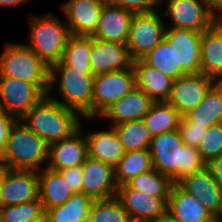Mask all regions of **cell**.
Returning <instances> with one entry per match:
<instances>
[{"label":"cell","mask_w":222,"mask_h":222,"mask_svg":"<svg viewBox=\"0 0 222 222\" xmlns=\"http://www.w3.org/2000/svg\"><path fill=\"white\" fill-rule=\"evenodd\" d=\"M201 36L202 32L166 27L164 39L174 50L175 79L200 73Z\"/></svg>","instance_id":"9"},{"label":"cell","mask_w":222,"mask_h":222,"mask_svg":"<svg viewBox=\"0 0 222 222\" xmlns=\"http://www.w3.org/2000/svg\"><path fill=\"white\" fill-rule=\"evenodd\" d=\"M165 17H170L178 29L203 32L216 22L210 12L209 0H166Z\"/></svg>","instance_id":"11"},{"label":"cell","mask_w":222,"mask_h":222,"mask_svg":"<svg viewBox=\"0 0 222 222\" xmlns=\"http://www.w3.org/2000/svg\"><path fill=\"white\" fill-rule=\"evenodd\" d=\"M38 198L37 171L8 168L0 186V207L18 205Z\"/></svg>","instance_id":"13"},{"label":"cell","mask_w":222,"mask_h":222,"mask_svg":"<svg viewBox=\"0 0 222 222\" xmlns=\"http://www.w3.org/2000/svg\"><path fill=\"white\" fill-rule=\"evenodd\" d=\"M150 222H179L168 210Z\"/></svg>","instance_id":"44"},{"label":"cell","mask_w":222,"mask_h":222,"mask_svg":"<svg viewBox=\"0 0 222 222\" xmlns=\"http://www.w3.org/2000/svg\"><path fill=\"white\" fill-rule=\"evenodd\" d=\"M155 101L144 91L135 87L118 101L113 103L100 116L110 119V126L124 122L142 120Z\"/></svg>","instance_id":"21"},{"label":"cell","mask_w":222,"mask_h":222,"mask_svg":"<svg viewBox=\"0 0 222 222\" xmlns=\"http://www.w3.org/2000/svg\"><path fill=\"white\" fill-rule=\"evenodd\" d=\"M29 20L30 42L27 45L46 65L51 67L62 59L69 27L49 12L44 16L31 15Z\"/></svg>","instance_id":"5"},{"label":"cell","mask_w":222,"mask_h":222,"mask_svg":"<svg viewBox=\"0 0 222 222\" xmlns=\"http://www.w3.org/2000/svg\"><path fill=\"white\" fill-rule=\"evenodd\" d=\"M191 123L208 128L222 123V82H215L204 100L184 115Z\"/></svg>","instance_id":"27"},{"label":"cell","mask_w":222,"mask_h":222,"mask_svg":"<svg viewBox=\"0 0 222 222\" xmlns=\"http://www.w3.org/2000/svg\"><path fill=\"white\" fill-rule=\"evenodd\" d=\"M89 64L93 75L133 68V58L126 44L91 37Z\"/></svg>","instance_id":"14"},{"label":"cell","mask_w":222,"mask_h":222,"mask_svg":"<svg viewBox=\"0 0 222 222\" xmlns=\"http://www.w3.org/2000/svg\"><path fill=\"white\" fill-rule=\"evenodd\" d=\"M23 2L25 3L27 0H0V6H17Z\"/></svg>","instance_id":"45"},{"label":"cell","mask_w":222,"mask_h":222,"mask_svg":"<svg viewBox=\"0 0 222 222\" xmlns=\"http://www.w3.org/2000/svg\"><path fill=\"white\" fill-rule=\"evenodd\" d=\"M153 169L149 150L125 152L114 168V179L117 186L127 183L133 177Z\"/></svg>","instance_id":"30"},{"label":"cell","mask_w":222,"mask_h":222,"mask_svg":"<svg viewBox=\"0 0 222 222\" xmlns=\"http://www.w3.org/2000/svg\"><path fill=\"white\" fill-rule=\"evenodd\" d=\"M125 152L149 150L152 136L143 120H134L112 126Z\"/></svg>","instance_id":"31"},{"label":"cell","mask_w":222,"mask_h":222,"mask_svg":"<svg viewBox=\"0 0 222 222\" xmlns=\"http://www.w3.org/2000/svg\"><path fill=\"white\" fill-rule=\"evenodd\" d=\"M82 121L79 129L70 137L48 146V164L46 167L58 171L82 165L87 157V143L82 134Z\"/></svg>","instance_id":"19"},{"label":"cell","mask_w":222,"mask_h":222,"mask_svg":"<svg viewBox=\"0 0 222 222\" xmlns=\"http://www.w3.org/2000/svg\"><path fill=\"white\" fill-rule=\"evenodd\" d=\"M79 116L46 95L20 120L49 146L76 132L81 123Z\"/></svg>","instance_id":"2"},{"label":"cell","mask_w":222,"mask_h":222,"mask_svg":"<svg viewBox=\"0 0 222 222\" xmlns=\"http://www.w3.org/2000/svg\"><path fill=\"white\" fill-rule=\"evenodd\" d=\"M149 152L153 168L173 183L206 167L197 148L185 145L178 130L152 136Z\"/></svg>","instance_id":"1"},{"label":"cell","mask_w":222,"mask_h":222,"mask_svg":"<svg viewBox=\"0 0 222 222\" xmlns=\"http://www.w3.org/2000/svg\"><path fill=\"white\" fill-rule=\"evenodd\" d=\"M136 87L144 91L155 102H167L174 79L147 65L142 59L133 62Z\"/></svg>","instance_id":"24"},{"label":"cell","mask_w":222,"mask_h":222,"mask_svg":"<svg viewBox=\"0 0 222 222\" xmlns=\"http://www.w3.org/2000/svg\"><path fill=\"white\" fill-rule=\"evenodd\" d=\"M130 222H146V221H136V220H131Z\"/></svg>","instance_id":"47"},{"label":"cell","mask_w":222,"mask_h":222,"mask_svg":"<svg viewBox=\"0 0 222 222\" xmlns=\"http://www.w3.org/2000/svg\"><path fill=\"white\" fill-rule=\"evenodd\" d=\"M0 222H45V211L38 199L0 207Z\"/></svg>","instance_id":"34"},{"label":"cell","mask_w":222,"mask_h":222,"mask_svg":"<svg viewBox=\"0 0 222 222\" xmlns=\"http://www.w3.org/2000/svg\"><path fill=\"white\" fill-rule=\"evenodd\" d=\"M15 120L14 117L0 109V157L4 152L10 127Z\"/></svg>","instance_id":"41"},{"label":"cell","mask_w":222,"mask_h":222,"mask_svg":"<svg viewBox=\"0 0 222 222\" xmlns=\"http://www.w3.org/2000/svg\"><path fill=\"white\" fill-rule=\"evenodd\" d=\"M206 167L222 188V154L206 163Z\"/></svg>","instance_id":"42"},{"label":"cell","mask_w":222,"mask_h":222,"mask_svg":"<svg viewBox=\"0 0 222 222\" xmlns=\"http://www.w3.org/2000/svg\"><path fill=\"white\" fill-rule=\"evenodd\" d=\"M200 73L222 82V23L202 32Z\"/></svg>","instance_id":"23"},{"label":"cell","mask_w":222,"mask_h":222,"mask_svg":"<svg viewBox=\"0 0 222 222\" xmlns=\"http://www.w3.org/2000/svg\"><path fill=\"white\" fill-rule=\"evenodd\" d=\"M216 81L211 77L197 74H186L173 81L168 103L182 116L197 107Z\"/></svg>","instance_id":"12"},{"label":"cell","mask_w":222,"mask_h":222,"mask_svg":"<svg viewBox=\"0 0 222 222\" xmlns=\"http://www.w3.org/2000/svg\"><path fill=\"white\" fill-rule=\"evenodd\" d=\"M155 11L132 16L126 47L134 61L142 59L164 38L165 24L162 15Z\"/></svg>","instance_id":"8"},{"label":"cell","mask_w":222,"mask_h":222,"mask_svg":"<svg viewBox=\"0 0 222 222\" xmlns=\"http://www.w3.org/2000/svg\"><path fill=\"white\" fill-rule=\"evenodd\" d=\"M131 219L116 197L94 200L89 222H130Z\"/></svg>","instance_id":"35"},{"label":"cell","mask_w":222,"mask_h":222,"mask_svg":"<svg viewBox=\"0 0 222 222\" xmlns=\"http://www.w3.org/2000/svg\"><path fill=\"white\" fill-rule=\"evenodd\" d=\"M136 87L134 69L94 75L93 119Z\"/></svg>","instance_id":"10"},{"label":"cell","mask_w":222,"mask_h":222,"mask_svg":"<svg viewBox=\"0 0 222 222\" xmlns=\"http://www.w3.org/2000/svg\"><path fill=\"white\" fill-rule=\"evenodd\" d=\"M0 77L50 84V67L27 45L9 43L0 55Z\"/></svg>","instance_id":"6"},{"label":"cell","mask_w":222,"mask_h":222,"mask_svg":"<svg viewBox=\"0 0 222 222\" xmlns=\"http://www.w3.org/2000/svg\"><path fill=\"white\" fill-rule=\"evenodd\" d=\"M94 199L84 193H74L64 204L45 211V222L89 221Z\"/></svg>","instance_id":"28"},{"label":"cell","mask_w":222,"mask_h":222,"mask_svg":"<svg viewBox=\"0 0 222 222\" xmlns=\"http://www.w3.org/2000/svg\"><path fill=\"white\" fill-rule=\"evenodd\" d=\"M115 197L131 220L150 222L167 211L168 198L154 197L137 191L127 183L118 186Z\"/></svg>","instance_id":"15"},{"label":"cell","mask_w":222,"mask_h":222,"mask_svg":"<svg viewBox=\"0 0 222 222\" xmlns=\"http://www.w3.org/2000/svg\"><path fill=\"white\" fill-rule=\"evenodd\" d=\"M39 171H37L38 193L44 211L64 204L74 194L58 171L46 166Z\"/></svg>","instance_id":"26"},{"label":"cell","mask_w":222,"mask_h":222,"mask_svg":"<svg viewBox=\"0 0 222 222\" xmlns=\"http://www.w3.org/2000/svg\"><path fill=\"white\" fill-rule=\"evenodd\" d=\"M178 131L185 145L197 148L205 136L207 128L191 123L185 116H182Z\"/></svg>","instance_id":"38"},{"label":"cell","mask_w":222,"mask_h":222,"mask_svg":"<svg viewBox=\"0 0 222 222\" xmlns=\"http://www.w3.org/2000/svg\"><path fill=\"white\" fill-rule=\"evenodd\" d=\"M177 184L194 195L218 221L222 219V188L207 167L184 176Z\"/></svg>","instance_id":"16"},{"label":"cell","mask_w":222,"mask_h":222,"mask_svg":"<svg viewBox=\"0 0 222 222\" xmlns=\"http://www.w3.org/2000/svg\"><path fill=\"white\" fill-rule=\"evenodd\" d=\"M73 193H82V165L58 170Z\"/></svg>","instance_id":"40"},{"label":"cell","mask_w":222,"mask_h":222,"mask_svg":"<svg viewBox=\"0 0 222 222\" xmlns=\"http://www.w3.org/2000/svg\"><path fill=\"white\" fill-rule=\"evenodd\" d=\"M7 170L8 168L3 163L0 162V186Z\"/></svg>","instance_id":"46"},{"label":"cell","mask_w":222,"mask_h":222,"mask_svg":"<svg viewBox=\"0 0 222 222\" xmlns=\"http://www.w3.org/2000/svg\"><path fill=\"white\" fill-rule=\"evenodd\" d=\"M197 150L205 163L222 154V123L207 128V132Z\"/></svg>","instance_id":"37"},{"label":"cell","mask_w":222,"mask_h":222,"mask_svg":"<svg viewBox=\"0 0 222 222\" xmlns=\"http://www.w3.org/2000/svg\"><path fill=\"white\" fill-rule=\"evenodd\" d=\"M110 130L90 132L85 135L87 156L102 161L113 169L125 154L123 145L112 126Z\"/></svg>","instance_id":"25"},{"label":"cell","mask_w":222,"mask_h":222,"mask_svg":"<svg viewBox=\"0 0 222 222\" xmlns=\"http://www.w3.org/2000/svg\"><path fill=\"white\" fill-rule=\"evenodd\" d=\"M210 12L216 23H222V0H209Z\"/></svg>","instance_id":"43"},{"label":"cell","mask_w":222,"mask_h":222,"mask_svg":"<svg viewBox=\"0 0 222 222\" xmlns=\"http://www.w3.org/2000/svg\"><path fill=\"white\" fill-rule=\"evenodd\" d=\"M182 115L168 102H155L143 121L151 136L178 130Z\"/></svg>","instance_id":"29"},{"label":"cell","mask_w":222,"mask_h":222,"mask_svg":"<svg viewBox=\"0 0 222 222\" xmlns=\"http://www.w3.org/2000/svg\"><path fill=\"white\" fill-rule=\"evenodd\" d=\"M142 60L175 80L174 50L164 38Z\"/></svg>","instance_id":"36"},{"label":"cell","mask_w":222,"mask_h":222,"mask_svg":"<svg viewBox=\"0 0 222 222\" xmlns=\"http://www.w3.org/2000/svg\"><path fill=\"white\" fill-rule=\"evenodd\" d=\"M127 184L137 191L154 197L169 198L172 180L154 168L133 177Z\"/></svg>","instance_id":"32"},{"label":"cell","mask_w":222,"mask_h":222,"mask_svg":"<svg viewBox=\"0 0 222 222\" xmlns=\"http://www.w3.org/2000/svg\"><path fill=\"white\" fill-rule=\"evenodd\" d=\"M58 73L59 77H58ZM93 79L91 70H78L66 66L61 60L50 67V87L58 81L59 93L64 101L50 97L62 106L76 111L80 117L93 118Z\"/></svg>","instance_id":"3"},{"label":"cell","mask_w":222,"mask_h":222,"mask_svg":"<svg viewBox=\"0 0 222 222\" xmlns=\"http://www.w3.org/2000/svg\"><path fill=\"white\" fill-rule=\"evenodd\" d=\"M111 4L130 10L133 13H145L155 10L159 0H109Z\"/></svg>","instance_id":"39"},{"label":"cell","mask_w":222,"mask_h":222,"mask_svg":"<svg viewBox=\"0 0 222 222\" xmlns=\"http://www.w3.org/2000/svg\"><path fill=\"white\" fill-rule=\"evenodd\" d=\"M117 188L114 169L87 156L82 164V193L94 200L109 199L116 196Z\"/></svg>","instance_id":"17"},{"label":"cell","mask_w":222,"mask_h":222,"mask_svg":"<svg viewBox=\"0 0 222 222\" xmlns=\"http://www.w3.org/2000/svg\"><path fill=\"white\" fill-rule=\"evenodd\" d=\"M133 12L106 1L93 38L126 44Z\"/></svg>","instance_id":"20"},{"label":"cell","mask_w":222,"mask_h":222,"mask_svg":"<svg viewBox=\"0 0 222 222\" xmlns=\"http://www.w3.org/2000/svg\"><path fill=\"white\" fill-rule=\"evenodd\" d=\"M49 87L50 84L0 77V109L19 120L48 94Z\"/></svg>","instance_id":"7"},{"label":"cell","mask_w":222,"mask_h":222,"mask_svg":"<svg viewBox=\"0 0 222 222\" xmlns=\"http://www.w3.org/2000/svg\"><path fill=\"white\" fill-rule=\"evenodd\" d=\"M106 0H69L62 5L73 36L92 37Z\"/></svg>","instance_id":"18"},{"label":"cell","mask_w":222,"mask_h":222,"mask_svg":"<svg viewBox=\"0 0 222 222\" xmlns=\"http://www.w3.org/2000/svg\"><path fill=\"white\" fill-rule=\"evenodd\" d=\"M48 159V145L20 119L10 127L0 162L10 169L39 171Z\"/></svg>","instance_id":"4"},{"label":"cell","mask_w":222,"mask_h":222,"mask_svg":"<svg viewBox=\"0 0 222 222\" xmlns=\"http://www.w3.org/2000/svg\"><path fill=\"white\" fill-rule=\"evenodd\" d=\"M90 52L91 37L71 35L68 38L61 61L72 69L91 70Z\"/></svg>","instance_id":"33"},{"label":"cell","mask_w":222,"mask_h":222,"mask_svg":"<svg viewBox=\"0 0 222 222\" xmlns=\"http://www.w3.org/2000/svg\"><path fill=\"white\" fill-rule=\"evenodd\" d=\"M167 210L179 222H218L194 195L177 183L171 186Z\"/></svg>","instance_id":"22"}]
</instances>
